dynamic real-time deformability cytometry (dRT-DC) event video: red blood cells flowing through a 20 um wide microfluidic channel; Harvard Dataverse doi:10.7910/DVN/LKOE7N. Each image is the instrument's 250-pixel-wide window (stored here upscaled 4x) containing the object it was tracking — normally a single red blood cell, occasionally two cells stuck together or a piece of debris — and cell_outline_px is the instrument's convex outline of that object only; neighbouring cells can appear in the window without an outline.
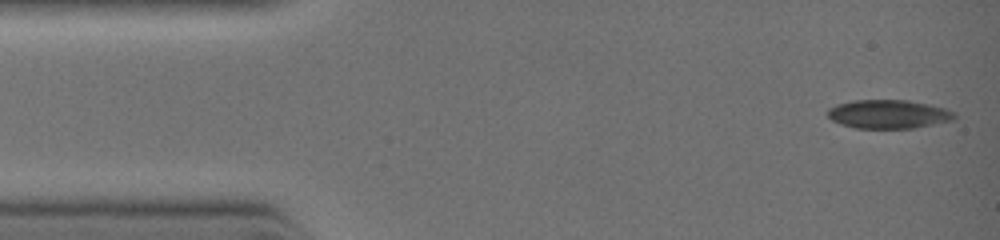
{"species": "common noctule bat (a hibernating species)", "species_latin": "Nyctalus noctula", "temperature_condition": "warm", "stored_images_in_passage": 42, "camera_frame_rate_fps": 3000, "um_per_image_px": 0.085, "animal": {"sex": "female", "body_mass_g": 19.0, "forearm_length_mm": 51.5}, "frame": {"image": 1, "passage_image": 1, "time_ms": 0.0, "image_size_px": [1000, 240], "cell_outline_px": [[956, 116], [952, 120], [912, 128], [856, 128], [840, 124], [832, 120], [828, 116], [828, 108], [836, 104], [852, 100], [908, 100], [928, 104], [944, 108], [952, 112]], "centroid_in_image_um": [75.46, 9.69], "position_along_channel_um": 9.5, "area_um2": 21.04}}
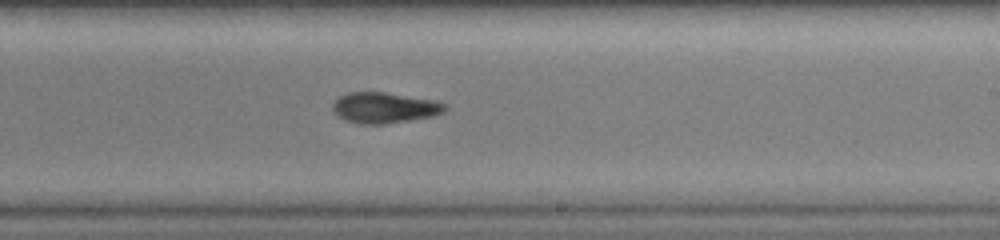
{"frame": {"image": 2, "passage_image": 23, "time_ms": 6.0, "image_size_px": [1000, 240], "cell_outline_px": [[448, 108], [444, 112], [436, 116], [384, 124], [364, 124], [348, 120], [340, 116], [332, 108], [332, 104], [340, 96], [352, 92], [384, 92], [432, 100], [448, 104]], "centroid_in_image_um": [32.75, 9.16], "position_along_channel_um": 256.3, "area_um2": 19.88}}
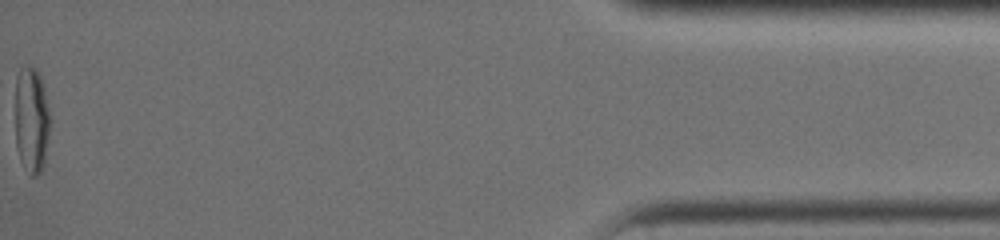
{"frame": {"image": 3, "passage_image": 41, "time_ms": 10.667, "image_size_px": [1000, 240], "cell_outline_px": [[48, 140], [44, 164], [40, 172], [36, 176], [32, 176], [20, 156], [16, 144], [16, 76], [20, 68], [36, 68], [40, 76], [44, 88], [48, 108]], "centroid_in_image_um": [2.68, 10.16], "position_along_channel_um": 432.5, "area_um2": 20.87}}